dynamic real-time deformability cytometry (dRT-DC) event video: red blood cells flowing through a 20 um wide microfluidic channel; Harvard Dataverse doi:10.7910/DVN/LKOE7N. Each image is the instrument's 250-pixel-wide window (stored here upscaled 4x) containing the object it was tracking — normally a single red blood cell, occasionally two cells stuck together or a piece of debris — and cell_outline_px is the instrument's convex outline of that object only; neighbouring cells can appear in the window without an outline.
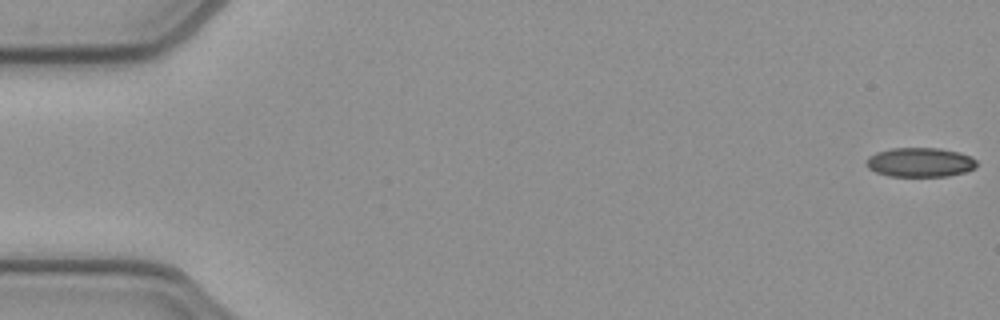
{"species": "common noctule bat (a hibernating species)", "species_latin": "Nyctalus noctula", "temperature_condition": "cold", "stored_images_in_passage": 52, "camera_frame_rate_fps": 3000, "um_per_image_px": 0.085, "animal": {"sex": "female", "body_mass_g": 21.9}, "frame": {"image": 1, "passage_image": 1, "time_ms": 0.0, "image_size_px": [1000, 320], "cell_outline_px": [[976, 168], [964, 172], [948, 176], [888, 176], [876, 172], [868, 168], [864, 164], [868, 156], [876, 152], [892, 148], [940, 148], [960, 152], [976, 160]], "centroid_in_image_um": [78.17, 13.79], "position_along_channel_um": 6.8, "area_um2": 18.96}}
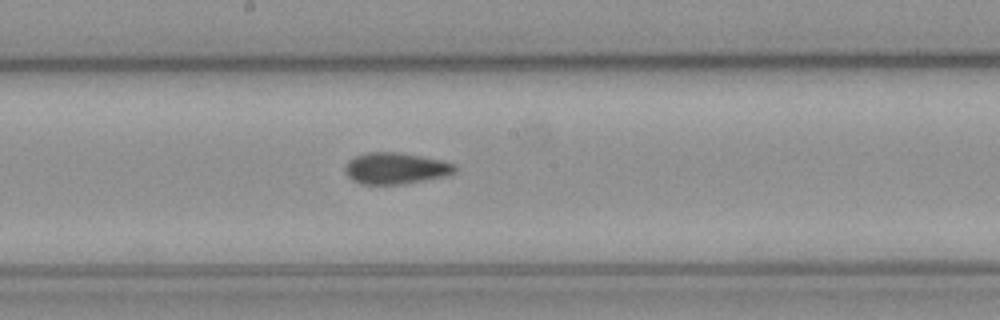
{"frame": {"image": 2, "passage_image": 28, "time_ms": 9.0, "image_size_px": [1000, 320], "cell_outline_px": [[456, 172], [448, 176], [404, 184], [360, 184], [352, 180], [344, 172], [344, 168], [348, 160], [356, 156], [368, 152], [400, 152], [444, 160], [456, 164]], "centroid_in_image_um": [33.66, 14.31], "position_along_channel_um": 214.5, "area_um2": 20.46}}
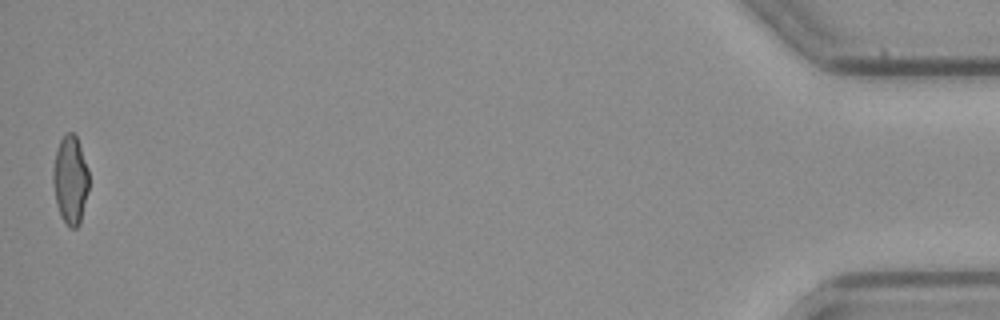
{"frame": {"image": 3, "passage_image": 52, "time_ms": 17.0, "image_size_px": [1000, 320], "cell_outline_px": [[88, 192], [80, 224], [76, 228], [68, 228], [60, 216], [56, 204], [52, 180], [52, 172], [56, 152], [60, 140], [68, 132], [72, 132], [76, 136], [88, 168]], "centroid_in_image_um": [5.97, 15.35], "position_along_channel_um": 429.2, "area_um2": 18.55}, "authors_computed_cell_mechanics": {"area_um2": 19.7676, "velocity_mm_per_s": 3.9283, "shape_relaxation_time_tau1_ms": null, "shape_relaxation_time_tau2_ms": 3.748, "deformation_change_tau1": null, "deformation_change_tau2": 0.0731}}